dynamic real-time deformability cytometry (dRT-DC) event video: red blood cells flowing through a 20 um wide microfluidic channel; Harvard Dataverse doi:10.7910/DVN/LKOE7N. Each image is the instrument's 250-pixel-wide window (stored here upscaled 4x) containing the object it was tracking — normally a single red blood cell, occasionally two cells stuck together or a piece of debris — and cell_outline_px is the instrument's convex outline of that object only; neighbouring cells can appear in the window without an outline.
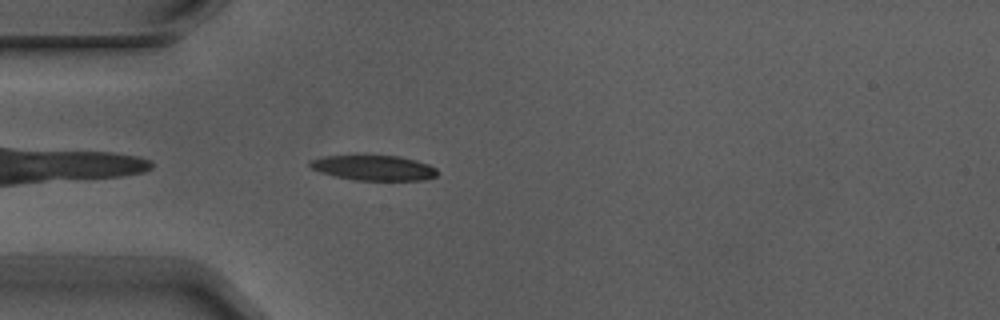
{"species": "Egyptian fruit bat (a non-hibernating species)", "species_latin": "Rousettus aegyptiacus", "temperature_condition": "warm", "stored_images_in_passage": 3, "camera_frame_rate_fps": 3000, "um_per_image_px": 0.085, "animal": {"sex": "male"}, "frame": {"image": 1, "passage_image": 3, "time_ms": 0.667, "image_size_px": [1000, 320], "cell_outline_px": [[440, 172], [436, 176], [424, 180], [356, 180], [336, 176], [320, 172], [312, 168], [308, 164], [308, 160], [320, 156], [400, 156], [416, 160], [428, 164], [436, 168]], "centroid_in_image_um": [31.78, 14.26], "position_along_channel_um": 53.2, "area_um2": 18.67}}